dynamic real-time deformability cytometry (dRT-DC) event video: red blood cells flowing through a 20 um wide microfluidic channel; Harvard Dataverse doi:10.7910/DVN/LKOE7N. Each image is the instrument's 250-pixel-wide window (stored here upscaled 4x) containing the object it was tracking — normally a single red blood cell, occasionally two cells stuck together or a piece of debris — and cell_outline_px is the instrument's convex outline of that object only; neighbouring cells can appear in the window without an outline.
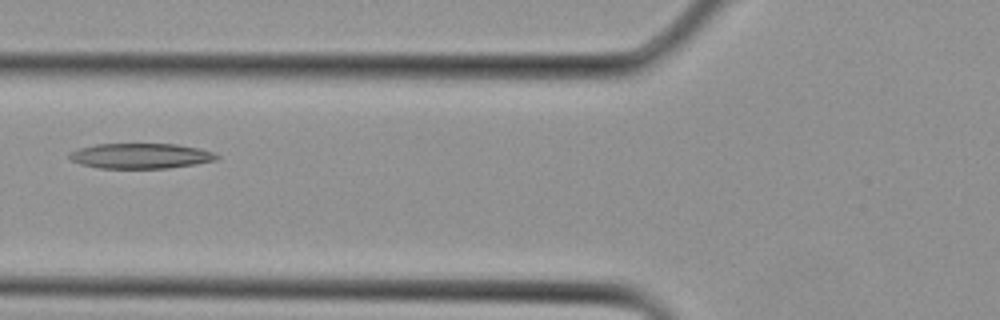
{"species": "Egyptian fruit bat (a non-hibernating species)", "species_latin": "Rousettus aegyptiacus", "temperature_condition": "cold", "stored_images_in_passage": 4, "camera_frame_rate_fps": 3000, "um_per_image_px": 0.085, "animal": {"sex": "female"}, "frame": {"image": 1, "passage_image": 4, "time_ms": 1.0, "image_size_px": [1000, 320], "cell_outline_px": [[220, 156], [216, 160], [196, 164], [168, 168], [100, 168], [80, 164], [72, 160], [68, 156], [68, 152], [80, 148], [96, 144], [176, 144], [200, 148], [212, 152]], "centroid_in_image_um": [11.96, 13.25], "position_along_channel_um": 113.8, "area_um2": 21.68}}